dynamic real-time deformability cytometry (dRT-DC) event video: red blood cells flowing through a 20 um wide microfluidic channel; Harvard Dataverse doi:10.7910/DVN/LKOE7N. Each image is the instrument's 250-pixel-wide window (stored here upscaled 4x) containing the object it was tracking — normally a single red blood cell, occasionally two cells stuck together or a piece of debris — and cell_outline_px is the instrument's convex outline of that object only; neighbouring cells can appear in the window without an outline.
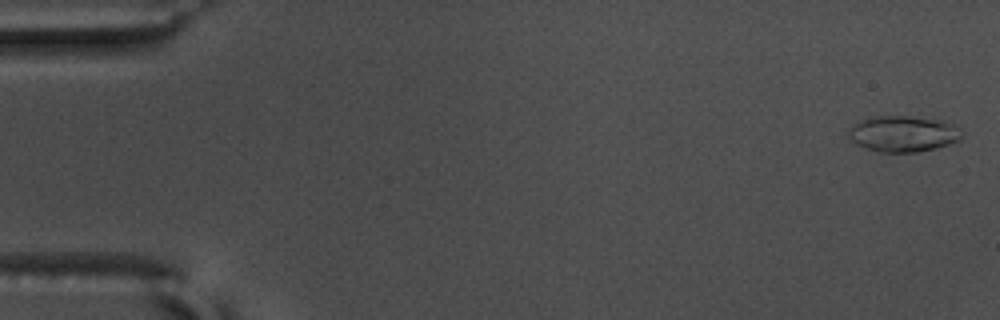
{"species": "common noctule bat (a hibernating species)", "species_latin": "Nyctalus noctula", "temperature_condition": "warm", "stored_images_in_passage": 57, "camera_frame_rate_fps": 3000, "um_per_image_px": 0.085, "animal": {"sex": "male", "body_mass_g": 17.5, "forearm_length_mm": 52.3}, "frame": {"image": 1, "passage_image": 2, "time_ms": 0.333, "image_size_px": [1000, 320], "cell_outline_px": [[964, 136], [960, 140], [936, 148], [920, 152], [880, 152], [856, 144], [848, 136], [848, 128], [864, 120], [880, 116], [904, 116], [944, 120], [952, 124], [964, 132]], "centroid_in_image_um": [76.83, 11.38], "position_along_channel_um": 8.2, "area_um2": 23.64}}
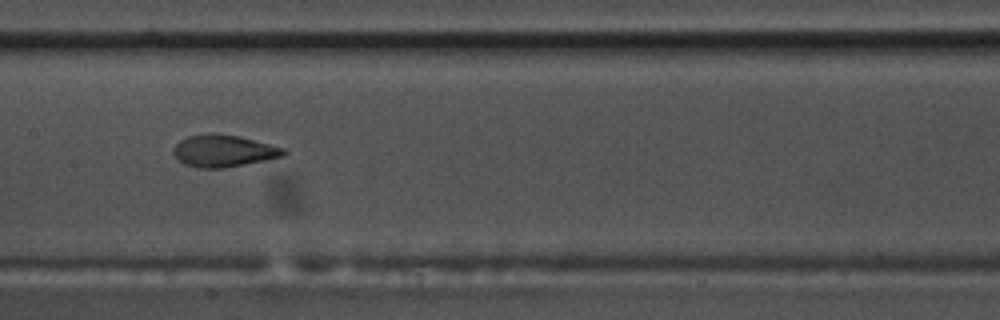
{"frame": {"image": 2, "passage_image": 29, "time_ms": 9.333, "image_size_px": [1000, 320], "cell_outline_px": [[288, 152], [284, 156], [224, 168], [196, 168], [184, 164], [172, 152], [172, 148], [180, 140], [188, 136], [212, 132], [240, 136], [284, 148]], "centroid_in_image_um": [18.98, 12.81], "position_along_channel_um": 188.4, "area_um2": 20.63}}
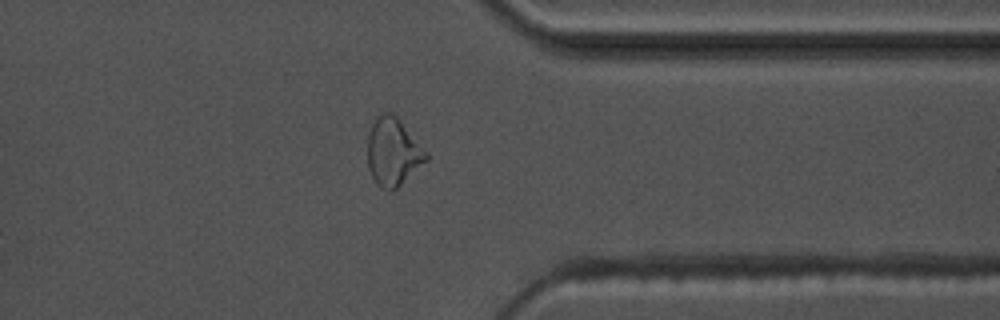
{"frame": {"image": 3, "passage_image": 45, "time_ms": 14.667, "image_size_px": [1000, 320], "cell_outline_px": [[428, 160], [392, 192], [388, 192], [380, 188], [376, 184], [368, 168], [368, 132], [376, 116], [384, 112], [392, 112], [396, 116], [428, 152]], "centroid_in_image_um": [33.4, 12.93], "position_along_channel_um": 378.0, "area_um2": 23.35}, "authors_computed_cell_mechanics": {"area_um2": 20.808, "velocity_mm_per_s": 3.6597, "shape_relaxation_time_tau1_ms": 9.5299, "shape_relaxation_time_tau2_ms": 1.0468, "deformation_change_tau1": 0.2558, "deformation_change_tau2": 0.0605}}